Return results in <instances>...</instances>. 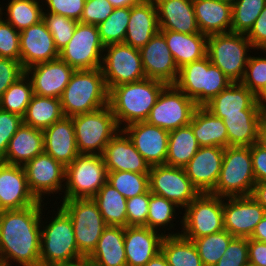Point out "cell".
Masks as SVG:
<instances>
[{
    "mask_svg": "<svg viewBox=\"0 0 266 266\" xmlns=\"http://www.w3.org/2000/svg\"><path fill=\"white\" fill-rule=\"evenodd\" d=\"M42 203L0 211L1 265L11 266L13 261L20 266H40Z\"/></svg>",
    "mask_w": 266,
    "mask_h": 266,
    "instance_id": "1",
    "label": "cell"
},
{
    "mask_svg": "<svg viewBox=\"0 0 266 266\" xmlns=\"http://www.w3.org/2000/svg\"><path fill=\"white\" fill-rule=\"evenodd\" d=\"M166 86L162 81L145 78L113 87L109 91V106L118 126L146 121Z\"/></svg>",
    "mask_w": 266,
    "mask_h": 266,
    "instance_id": "2",
    "label": "cell"
},
{
    "mask_svg": "<svg viewBox=\"0 0 266 266\" xmlns=\"http://www.w3.org/2000/svg\"><path fill=\"white\" fill-rule=\"evenodd\" d=\"M60 100L65 117L92 112L109 105V90L101 69L75 70Z\"/></svg>",
    "mask_w": 266,
    "mask_h": 266,
    "instance_id": "3",
    "label": "cell"
},
{
    "mask_svg": "<svg viewBox=\"0 0 266 266\" xmlns=\"http://www.w3.org/2000/svg\"><path fill=\"white\" fill-rule=\"evenodd\" d=\"M57 210L41 229L40 266H70L85 258L78 250L71 218L61 207Z\"/></svg>",
    "mask_w": 266,
    "mask_h": 266,
    "instance_id": "4",
    "label": "cell"
},
{
    "mask_svg": "<svg viewBox=\"0 0 266 266\" xmlns=\"http://www.w3.org/2000/svg\"><path fill=\"white\" fill-rule=\"evenodd\" d=\"M255 184L250 147H226L216 186L210 194L219 197L251 196Z\"/></svg>",
    "mask_w": 266,
    "mask_h": 266,
    "instance_id": "5",
    "label": "cell"
},
{
    "mask_svg": "<svg viewBox=\"0 0 266 266\" xmlns=\"http://www.w3.org/2000/svg\"><path fill=\"white\" fill-rule=\"evenodd\" d=\"M231 83L232 80L206 56L180 68L174 85L197 106H204Z\"/></svg>",
    "mask_w": 266,
    "mask_h": 266,
    "instance_id": "6",
    "label": "cell"
},
{
    "mask_svg": "<svg viewBox=\"0 0 266 266\" xmlns=\"http://www.w3.org/2000/svg\"><path fill=\"white\" fill-rule=\"evenodd\" d=\"M254 49L246 34L220 33L207 37L206 56L232 80L240 82L243 79L250 54Z\"/></svg>",
    "mask_w": 266,
    "mask_h": 266,
    "instance_id": "7",
    "label": "cell"
},
{
    "mask_svg": "<svg viewBox=\"0 0 266 266\" xmlns=\"http://www.w3.org/2000/svg\"><path fill=\"white\" fill-rule=\"evenodd\" d=\"M71 118L79 153L103 155L106 145L122 129L109 105Z\"/></svg>",
    "mask_w": 266,
    "mask_h": 266,
    "instance_id": "8",
    "label": "cell"
},
{
    "mask_svg": "<svg viewBox=\"0 0 266 266\" xmlns=\"http://www.w3.org/2000/svg\"><path fill=\"white\" fill-rule=\"evenodd\" d=\"M108 171L102 155L79 153L66 166L63 200L93 198L107 182Z\"/></svg>",
    "mask_w": 266,
    "mask_h": 266,
    "instance_id": "9",
    "label": "cell"
},
{
    "mask_svg": "<svg viewBox=\"0 0 266 266\" xmlns=\"http://www.w3.org/2000/svg\"><path fill=\"white\" fill-rule=\"evenodd\" d=\"M60 207L71 218L79 252L88 257L107 224L93 198L63 200Z\"/></svg>",
    "mask_w": 266,
    "mask_h": 266,
    "instance_id": "10",
    "label": "cell"
},
{
    "mask_svg": "<svg viewBox=\"0 0 266 266\" xmlns=\"http://www.w3.org/2000/svg\"><path fill=\"white\" fill-rule=\"evenodd\" d=\"M223 199L210 193L199 194L184 208L181 235L196 239L224 230Z\"/></svg>",
    "mask_w": 266,
    "mask_h": 266,
    "instance_id": "11",
    "label": "cell"
},
{
    "mask_svg": "<svg viewBox=\"0 0 266 266\" xmlns=\"http://www.w3.org/2000/svg\"><path fill=\"white\" fill-rule=\"evenodd\" d=\"M101 71L110 91L120 84L146 78L139 49L124 43L104 46Z\"/></svg>",
    "mask_w": 266,
    "mask_h": 266,
    "instance_id": "12",
    "label": "cell"
},
{
    "mask_svg": "<svg viewBox=\"0 0 266 266\" xmlns=\"http://www.w3.org/2000/svg\"><path fill=\"white\" fill-rule=\"evenodd\" d=\"M104 45L96 25L77 23L73 36L59 52V58L75 70L101 68Z\"/></svg>",
    "mask_w": 266,
    "mask_h": 266,
    "instance_id": "13",
    "label": "cell"
},
{
    "mask_svg": "<svg viewBox=\"0 0 266 266\" xmlns=\"http://www.w3.org/2000/svg\"><path fill=\"white\" fill-rule=\"evenodd\" d=\"M197 108L195 102L175 85H167L152 107L146 122L171 131L188 125Z\"/></svg>",
    "mask_w": 266,
    "mask_h": 266,
    "instance_id": "14",
    "label": "cell"
},
{
    "mask_svg": "<svg viewBox=\"0 0 266 266\" xmlns=\"http://www.w3.org/2000/svg\"><path fill=\"white\" fill-rule=\"evenodd\" d=\"M148 175L149 191L173 201L179 208L187 207L200 194L182 167L151 166Z\"/></svg>",
    "mask_w": 266,
    "mask_h": 266,
    "instance_id": "15",
    "label": "cell"
},
{
    "mask_svg": "<svg viewBox=\"0 0 266 266\" xmlns=\"http://www.w3.org/2000/svg\"><path fill=\"white\" fill-rule=\"evenodd\" d=\"M23 168L28 187L38 201H43L44 194L49 196L51 193L54 195L55 192H63L61 190L65 188L63 181H65L66 167L46 152L26 162Z\"/></svg>",
    "mask_w": 266,
    "mask_h": 266,
    "instance_id": "16",
    "label": "cell"
},
{
    "mask_svg": "<svg viewBox=\"0 0 266 266\" xmlns=\"http://www.w3.org/2000/svg\"><path fill=\"white\" fill-rule=\"evenodd\" d=\"M224 200V229L234 237L250 238L266 214L265 209L251 196L224 197Z\"/></svg>",
    "mask_w": 266,
    "mask_h": 266,
    "instance_id": "17",
    "label": "cell"
},
{
    "mask_svg": "<svg viewBox=\"0 0 266 266\" xmlns=\"http://www.w3.org/2000/svg\"><path fill=\"white\" fill-rule=\"evenodd\" d=\"M149 166L166 164L169 131L144 122H136L121 129Z\"/></svg>",
    "mask_w": 266,
    "mask_h": 266,
    "instance_id": "18",
    "label": "cell"
},
{
    "mask_svg": "<svg viewBox=\"0 0 266 266\" xmlns=\"http://www.w3.org/2000/svg\"><path fill=\"white\" fill-rule=\"evenodd\" d=\"M75 69L60 58L25 69L35 95L60 99Z\"/></svg>",
    "mask_w": 266,
    "mask_h": 266,
    "instance_id": "19",
    "label": "cell"
},
{
    "mask_svg": "<svg viewBox=\"0 0 266 266\" xmlns=\"http://www.w3.org/2000/svg\"><path fill=\"white\" fill-rule=\"evenodd\" d=\"M139 51L146 78L159 80L167 85L176 83L179 69L160 32L154 35Z\"/></svg>",
    "mask_w": 266,
    "mask_h": 266,
    "instance_id": "20",
    "label": "cell"
},
{
    "mask_svg": "<svg viewBox=\"0 0 266 266\" xmlns=\"http://www.w3.org/2000/svg\"><path fill=\"white\" fill-rule=\"evenodd\" d=\"M225 148L199 147L196 154L185 165L186 175L200 194L211 193L217 183Z\"/></svg>",
    "mask_w": 266,
    "mask_h": 266,
    "instance_id": "21",
    "label": "cell"
},
{
    "mask_svg": "<svg viewBox=\"0 0 266 266\" xmlns=\"http://www.w3.org/2000/svg\"><path fill=\"white\" fill-rule=\"evenodd\" d=\"M37 202L28 187L23 166L0 161V211L22 209Z\"/></svg>",
    "mask_w": 266,
    "mask_h": 266,
    "instance_id": "22",
    "label": "cell"
},
{
    "mask_svg": "<svg viewBox=\"0 0 266 266\" xmlns=\"http://www.w3.org/2000/svg\"><path fill=\"white\" fill-rule=\"evenodd\" d=\"M19 44L20 63L24 69L59 58L54 39L43 20L22 30Z\"/></svg>",
    "mask_w": 266,
    "mask_h": 266,
    "instance_id": "23",
    "label": "cell"
},
{
    "mask_svg": "<svg viewBox=\"0 0 266 266\" xmlns=\"http://www.w3.org/2000/svg\"><path fill=\"white\" fill-rule=\"evenodd\" d=\"M159 234L146 226H127L124 228V246L127 266H145L153 257L161 252V242L165 235Z\"/></svg>",
    "mask_w": 266,
    "mask_h": 266,
    "instance_id": "24",
    "label": "cell"
},
{
    "mask_svg": "<svg viewBox=\"0 0 266 266\" xmlns=\"http://www.w3.org/2000/svg\"><path fill=\"white\" fill-rule=\"evenodd\" d=\"M102 156L108 172L126 171L141 174L150 172L149 164L122 130L109 141Z\"/></svg>",
    "mask_w": 266,
    "mask_h": 266,
    "instance_id": "25",
    "label": "cell"
},
{
    "mask_svg": "<svg viewBox=\"0 0 266 266\" xmlns=\"http://www.w3.org/2000/svg\"><path fill=\"white\" fill-rule=\"evenodd\" d=\"M44 152L65 167L78 156L75 129L71 117H63L43 130Z\"/></svg>",
    "mask_w": 266,
    "mask_h": 266,
    "instance_id": "26",
    "label": "cell"
},
{
    "mask_svg": "<svg viewBox=\"0 0 266 266\" xmlns=\"http://www.w3.org/2000/svg\"><path fill=\"white\" fill-rule=\"evenodd\" d=\"M204 107L218 118L242 114V110H263V103L240 82H232Z\"/></svg>",
    "mask_w": 266,
    "mask_h": 266,
    "instance_id": "27",
    "label": "cell"
},
{
    "mask_svg": "<svg viewBox=\"0 0 266 266\" xmlns=\"http://www.w3.org/2000/svg\"><path fill=\"white\" fill-rule=\"evenodd\" d=\"M160 31L156 5L153 0H142L130 7L124 44L140 49Z\"/></svg>",
    "mask_w": 266,
    "mask_h": 266,
    "instance_id": "28",
    "label": "cell"
},
{
    "mask_svg": "<svg viewBox=\"0 0 266 266\" xmlns=\"http://www.w3.org/2000/svg\"><path fill=\"white\" fill-rule=\"evenodd\" d=\"M156 5L160 30L185 34L199 31L192 0H153Z\"/></svg>",
    "mask_w": 266,
    "mask_h": 266,
    "instance_id": "29",
    "label": "cell"
},
{
    "mask_svg": "<svg viewBox=\"0 0 266 266\" xmlns=\"http://www.w3.org/2000/svg\"><path fill=\"white\" fill-rule=\"evenodd\" d=\"M199 31L207 36L231 32L232 6L219 0H192Z\"/></svg>",
    "mask_w": 266,
    "mask_h": 266,
    "instance_id": "30",
    "label": "cell"
},
{
    "mask_svg": "<svg viewBox=\"0 0 266 266\" xmlns=\"http://www.w3.org/2000/svg\"><path fill=\"white\" fill-rule=\"evenodd\" d=\"M159 32L164 36L178 69L206 57L207 35L185 34L172 30H160Z\"/></svg>",
    "mask_w": 266,
    "mask_h": 266,
    "instance_id": "31",
    "label": "cell"
},
{
    "mask_svg": "<svg viewBox=\"0 0 266 266\" xmlns=\"http://www.w3.org/2000/svg\"><path fill=\"white\" fill-rule=\"evenodd\" d=\"M42 152H44L43 131L22 124L9 141L2 162L23 166Z\"/></svg>",
    "mask_w": 266,
    "mask_h": 266,
    "instance_id": "32",
    "label": "cell"
},
{
    "mask_svg": "<svg viewBox=\"0 0 266 266\" xmlns=\"http://www.w3.org/2000/svg\"><path fill=\"white\" fill-rule=\"evenodd\" d=\"M228 146H252L259 142L263 110H242V114L224 115Z\"/></svg>",
    "mask_w": 266,
    "mask_h": 266,
    "instance_id": "33",
    "label": "cell"
},
{
    "mask_svg": "<svg viewBox=\"0 0 266 266\" xmlns=\"http://www.w3.org/2000/svg\"><path fill=\"white\" fill-rule=\"evenodd\" d=\"M200 147H228L227 128L222 118H218L204 106H197L189 123Z\"/></svg>",
    "mask_w": 266,
    "mask_h": 266,
    "instance_id": "34",
    "label": "cell"
},
{
    "mask_svg": "<svg viewBox=\"0 0 266 266\" xmlns=\"http://www.w3.org/2000/svg\"><path fill=\"white\" fill-rule=\"evenodd\" d=\"M124 228L107 226L99 238L96 248L87 258L100 266H127Z\"/></svg>",
    "mask_w": 266,
    "mask_h": 266,
    "instance_id": "35",
    "label": "cell"
},
{
    "mask_svg": "<svg viewBox=\"0 0 266 266\" xmlns=\"http://www.w3.org/2000/svg\"><path fill=\"white\" fill-rule=\"evenodd\" d=\"M63 117L60 99L34 94L23 116V124L43 131Z\"/></svg>",
    "mask_w": 266,
    "mask_h": 266,
    "instance_id": "36",
    "label": "cell"
},
{
    "mask_svg": "<svg viewBox=\"0 0 266 266\" xmlns=\"http://www.w3.org/2000/svg\"><path fill=\"white\" fill-rule=\"evenodd\" d=\"M199 147L189 124L169 131L166 165L184 168Z\"/></svg>",
    "mask_w": 266,
    "mask_h": 266,
    "instance_id": "37",
    "label": "cell"
},
{
    "mask_svg": "<svg viewBox=\"0 0 266 266\" xmlns=\"http://www.w3.org/2000/svg\"><path fill=\"white\" fill-rule=\"evenodd\" d=\"M107 226L127 227V199L108 182L93 197Z\"/></svg>",
    "mask_w": 266,
    "mask_h": 266,
    "instance_id": "38",
    "label": "cell"
},
{
    "mask_svg": "<svg viewBox=\"0 0 266 266\" xmlns=\"http://www.w3.org/2000/svg\"><path fill=\"white\" fill-rule=\"evenodd\" d=\"M161 252L169 266H204L194 243L179 235H165Z\"/></svg>",
    "mask_w": 266,
    "mask_h": 266,
    "instance_id": "39",
    "label": "cell"
},
{
    "mask_svg": "<svg viewBox=\"0 0 266 266\" xmlns=\"http://www.w3.org/2000/svg\"><path fill=\"white\" fill-rule=\"evenodd\" d=\"M39 3L38 0H11L5 8L8 17L5 21L19 32L40 22L44 7Z\"/></svg>",
    "mask_w": 266,
    "mask_h": 266,
    "instance_id": "40",
    "label": "cell"
},
{
    "mask_svg": "<svg viewBox=\"0 0 266 266\" xmlns=\"http://www.w3.org/2000/svg\"><path fill=\"white\" fill-rule=\"evenodd\" d=\"M33 95L31 80L24 74L2 94L0 109L23 117Z\"/></svg>",
    "mask_w": 266,
    "mask_h": 266,
    "instance_id": "41",
    "label": "cell"
},
{
    "mask_svg": "<svg viewBox=\"0 0 266 266\" xmlns=\"http://www.w3.org/2000/svg\"><path fill=\"white\" fill-rule=\"evenodd\" d=\"M234 238L225 229L214 234L190 239L198 251L204 266H214L222 257Z\"/></svg>",
    "mask_w": 266,
    "mask_h": 266,
    "instance_id": "42",
    "label": "cell"
},
{
    "mask_svg": "<svg viewBox=\"0 0 266 266\" xmlns=\"http://www.w3.org/2000/svg\"><path fill=\"white\" fill-rule=\"evenodd\" d=\"M130 19V7L114 8L108 18L97 27L104 46L123 43Z\"/></svg>",
    "mask_w": 266,
    "mask_h": 266,
    "instance_id": "43",
    "label": "cell"
},
{
    "mask_svg": "<svg viewBox=\"0 0 266 266\" xmlns=\"http://www.w3.org/2000/svg\"><path fill=\"white\" fill-rule=\"evenodd\" d=\"M107 182L126 199L141 195L149 190V175L135 172H108Z\"/></svg>",
    "mask_w": 266,
    "mask_h": 266,
    "instance_id": "44",
    "label": "cell"
},
{
    "mask_svg": "<svg viewBox=\"0 0 266 266\" xmlns=\"http://www.w3.org/2000/svg\"><path fill=\"white\" fill-rule=\"evenodd\" d=\"M265 6L266 0H237L232 5L231 32L247 34Z\"/></svg>",
    "mask_w": 266,
    "mask_h": 266,
    "instance_id": "45",
    "label": "cell"
},
{
    "mask_svg": "<svg viewBox=\"0 0 266 266\" xmlns=\"http://www.w3.org/2000/svg\"><path fill=\"white\" fill-rule=\"evenodd\" d=\"M176 208H179L173 201L167 200L164 197L152 194L150 192L149 213L147 216L146 227L159 232V229L170 224V229L173 227V222ZM160 227V228H158Z\"/></svg>",
    "mask_w": 266,
    "mask_h": 266,
    "instance_id": "46",
    "label": "cell"
},
{
    "mask_svg": "<svg viewBox=\"0 0 266 266\" xmlns=\"http://www.w3.org/2000/svg\"><path fill=\"white\" fill-rule=\"evenodd\" d=\"M258 99L266 96V56H251L245 69L243 79L240 81Z\"/></svg>",
    "mask_w": 266,
    "mask_h": 266,
    "instance_id": "47",
    "label": "cell"
},
{
    "mask_svg": "<svg viewBox=\"0 0 266 266\" xmlns=\"http://www.w3.org/2000/svg\"><path fill=\"white\" fill-rule=\"evenodd\" d=\"M43 21L54 39L56 49L60 52L71 40L78 21L49 12H43Z\"/></svg>",
    "mask_w": 266,
    "mask_h": 266,
    "instance_id": "48",
    "label": "cell"
},
{
    "mask_svg": "<svg viewBox=\"0 0 266 266\" xmlns=\"http://www.w3.org/2000/svg\"><path fill=\"white\" fill-rule=\"evenodd\" d=\"M0 7V57L20 61V32L2 19Z\"/></svg>",
    "mask_w": 266,
    "mask_h": 266,
    "instance_id": "49",
    "label": "cell"
},
{
    "mask_svg": "<svg viewBox=\"0 0 266 266\" xmlns=\"http://www.w3.org/2000/svg\"><path fill=\"white\" fill-rule=\"evenodd\" d=\"M214 266H249L248 239L234 237Z\"/></svg>",
    "mask_w": 266,
    "mask_h": 266,
    "instance_id": "50",
    "label": "cell"
},
{
    "mask_svg": "<svg viewBox=\"0 0 266 266\" xmlns=\"http://www.w3.org/2000/svg\"><path fill=\"white\" fill-rule=\"evenodd\" d=\"M149 200V190L146 193L127 199V226H145L147 224Z\"/></svg>",
    "mask_w": 266,
    "mask_h": 266,
    "instance_id": "51",
    "label": "cell"
},
{
    "mask_svg": "<svg viewBox=\"0 0 266 266\" xmlns=\"http://www.w3.org/2000/svg\"><path fill=\"white\" fill-rule=\"evenodd\" d=\"M22 124V116L0 109V161L5 158L9 141Z\"/></svg>",
    "mask_w": 266,
    "mask_h": 266,
    "instance_id": "52",
    "label": "cell"
},
{
    "mask_svg": "<svg viewBox=\"0 0 266 266\" xmlns=\"http://www.w3.org/2000/svg\"><path fill=\"white\" fill-rule=\"evenodd\" d=\"M113 10L114 7L108 0H86L80 23L98 26Z\"/></svg>",
    "mask_w": 266,
    "mask_h": 266,
    "instance_id": "53",
    "label": "cell"
},
{
    "mask_svg": "<svg viewBox=\"0 0 266 266\" xmlns=\"http://www.w3.org/2000/svg\"><path fill=\"white\" fill-rule=\"evenodd\" d=\"M86 0H45L44 11L66 16L80 22ZM47 4V5H46Z\"/></svg>",
    "mask_w": 266,
    "mask_h": 266,
    "instance_id": "54",
    "label": "cell"
},
{
    "mask_svg": "<svg viewBox=\"0 0 266 266\" xmlns=\"http://www.w3.org/2000/svg\"><path fill=\"white\" fill-rule=\"evenodd\" d=\"M24 74L25 69L20 61L0 57V98Z\"/></svg>",
    "mask_w": 266,
    "mask_h": 266,
    "instance_id": "55",
    "label": "cell"
},
{
    "mask_svg": "<svg viewBox=\"0 0 266 266\" xmlns=\"http://www.w3.org/2000/svg\"><path fill=\"white\" fill-rule=\"evenodd\" d=\"M254 49L266 52V6L246 34Z\"/></svg>",
    "mask_w": 266,
    "mask_h": 266,
    "instance_id": "56",
    "label": "cell"
},
{
    "mask_svg": "<svg viewBox=\"0 0 266 266\" xmlns=\"http://www.w3.org/2000/svg\"><path fill=\"white\" fill-rule=\"evenodd\" d=\"M255 181L266 180V147L257 142L250 146Z\"/></svg>",
    "mask_w": 266,
    "mask_h": 266,
    "instance_id": "57",
    "label": "cell"
},
{
    "mask_svg": "<svg viewBox=\"0 0 266 266\" xmlns=\"http://www.w3.org/2000/svg\"><path fill=\"white\" fill-rule=\"evenodd\" d=\"M248 256L250 266H266V242L248 238Z\"/></svg>",
    "mask_w": 266,
    "mask_h": 266,
    "instance_id": "58",
    "label": "cell"
},
{
    "mask_svg": "<svg viewBox=\"0 0 266 266\" xmlns=\"http://www.w3.org/2000/svg\"><path fill=\"white\" fill-rule=\"evenodd\" d=\"M251 197L255 199L266 211V180L254 185Z\"/></svg>",
    "mask_w": 266,
    "mask_h": 266,
    "instance_id": "59",
    "label": "cell"
},
{
    "mask_svg": "<svg viewBox=\"0 0 266 266\" xmlns=\"http://www.w3.org/2000/svg\"><path fill=\"white\" fill-rule=\"evenodd\" d=\"M250 239L266 242V214L261 219V221L256 225Z\"/></svg>",
    "mask_w": 266,
    "mask_h": 266,
    "instance_id": "60",
    "label": "cell"
},
{
    "mask_svg": "<svg viewBox=\"0 0 266 266\" xmlns=\"http://www.w3.org/2000/svg\"><path fill=\"white\" fill-rule=\"evenodd\" d=\"M114 8L132 7L139 4L142 0H108Z\"/></svg>",
    "mask_w": 266,
    "mask_h": 266,
    "instance_id": "61",
    "label": "cell"
},
{
    "mask_svg": "<svg viewBox=\"0 0 266 266\" xmlns=\"http://www.w3.org/2000/svg\"><path fill=\"white\" fill-rule=\"evenodd\" d=\"M145 266H169L166 257L159 252Z\"/></svg>",
    "mask_w": 266,
    "mask_h": 266,
    "instance_id": "62",
    "label": "cell"
},
{
    "mask_svg": "<svg viewBox=\"0 0 266 266\" xmlns=\"http://www.w3.org/2000/svg\"><path fill=\"white\" fill-rule=\"evenodd\" d=\"M259 143L266 147V123L264 121L261 122L259 127Z\"/></svg>",
    "mask_w": 266,
    "mask_h": 266,
    "instance_id": "63",
    "label": "cell"
},
{
    "mask_svg": "<svg viewBox=\"0 0 266 266\" xmlns=\"http://www.w3.org/2000/svg\"><path fill=\"white\" fill-rule=\"evenodd\" d=\"M70 266H100V265L94 263L93 261H91L87 257H85L81 260L75 261Z\"/></svg>",
    "mask_w": 266,
    "mask_h": 266,
    "instance_id": "64",
    "label": "cell"
},
{
    "mask_svg": "<svg viewBox=\"0 0 266 266\" xmlns=\"http://www.w3.org/2000/svg\"><path fill=\"white\" fill-rule=\"evenodd\" d=\"M219 1L230 4L232 6L237 0H219Z\"/></svg>",
    "mask_w": 266,
    "mask_h": 266,
    "instance_id": "65",
    "label": "cell"
},
{
    "mask_svg": "<svg viewBox=\"0 0 266 266\" xmlns=\"http://www.w3.org/2000/svg\"><path fill=\"white\" fill-rule=\"evenodd\" d=\"M263 121L266 123V106H263Z\"/></svg>",
    "mask_w": 266,
    "mask_h": 266,
    "instance_id": "66",
    "label": "cell"
},
{
    "mask_svg": "<svg viewBox=\"0 0 266 266\" xmlns=\"http://www.w3.org/2000/svg\"><path fill=\"white\" fill-rule=\"evenodd\" d=\"M263 106H266V96L262 99Z\"/></svg>",
    "mask_w": 266,
    "mask_h": 266,
    "instance_id": "67",
    "label": "cell"
}]
</instances>
